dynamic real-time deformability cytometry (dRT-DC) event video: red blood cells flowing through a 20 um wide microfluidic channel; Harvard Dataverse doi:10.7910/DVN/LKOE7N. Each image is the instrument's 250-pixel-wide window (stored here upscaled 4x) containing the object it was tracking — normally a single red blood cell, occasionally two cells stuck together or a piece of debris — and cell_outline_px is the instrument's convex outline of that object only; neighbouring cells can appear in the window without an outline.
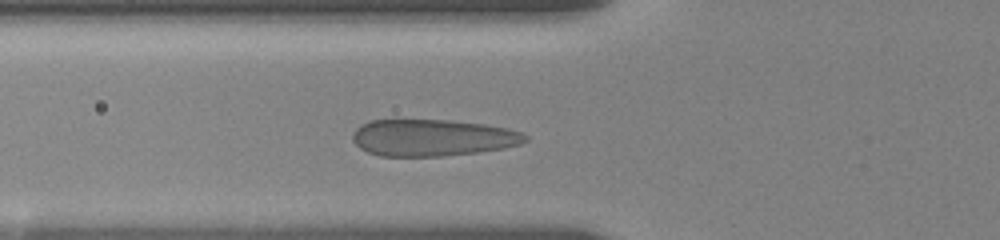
{"species": "human", "species_latin": "Homo sapiens", "temperature_condition": "room temperature", "stored_images_in_passage": 4, "camera_frame_rate_fps": 3000, "um_per_image_px": 0.085, "donor": {"sex": "female"}, "frame": {"image": 1, "passage_image": 4, "time_ms": 3.0, "image_size_px": [1000, 240], "cell_outline_px": [[528, 140], [520, 144], [504, 148], [476, 152], [440, 156], [380, 156], [368, 152], [360, 148], [352, 140], [352, 136], [356, 128], [360, 124], [372, 120], [448, 120], [484, 124], [504, 128], [520, 132], [528, 136]], "centroid_in_image_um": [36.73, 11.7], "position_along_channel_um": 89.1, "area_um2": 36.82}}